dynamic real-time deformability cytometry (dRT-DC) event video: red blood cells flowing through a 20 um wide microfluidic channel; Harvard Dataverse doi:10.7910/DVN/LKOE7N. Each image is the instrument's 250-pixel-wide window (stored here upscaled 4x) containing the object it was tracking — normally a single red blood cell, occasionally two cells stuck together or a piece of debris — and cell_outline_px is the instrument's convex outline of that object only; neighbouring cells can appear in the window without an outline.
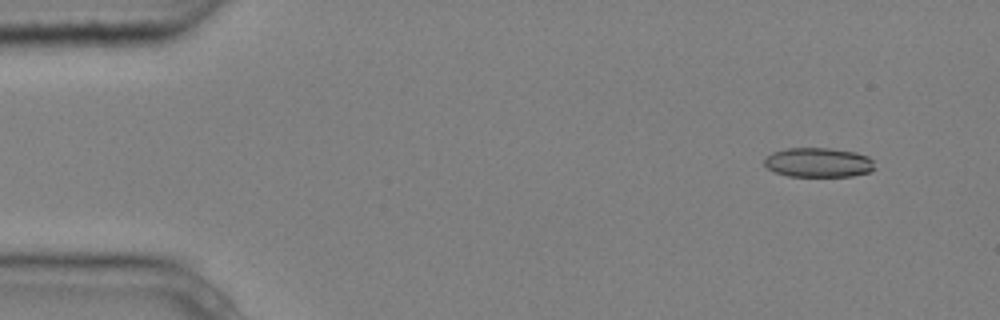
{"species": "common noctule bat (a hibernating species)", "species_latin": "Nyctalus noctula", "temperature_condition": "cold", "stored_images_in_passage": 3, "camera_frame_rate_fps": 3000, "um_per_image_px": 0.085, "animal": {"sex": "male", "body_mass_g": 20.4}, "frame": {"image": 1, "passage_image": 1, "time_ms": 0.0, "image_size_px": [1000, 320], "cell_outline_px": [[876, 168], [872, 172], [852, 176], [788, 176], [776, 172], [768, 168], [764, 164], [764, 156], [772, 152], [784, 148], [832, 148], [856, 152], [868, 156], [872, 160]], "centroid_in_image_um": [69.57, 13.8], "position_along_channel_um": 15.4, "area_um2": 19.25}}